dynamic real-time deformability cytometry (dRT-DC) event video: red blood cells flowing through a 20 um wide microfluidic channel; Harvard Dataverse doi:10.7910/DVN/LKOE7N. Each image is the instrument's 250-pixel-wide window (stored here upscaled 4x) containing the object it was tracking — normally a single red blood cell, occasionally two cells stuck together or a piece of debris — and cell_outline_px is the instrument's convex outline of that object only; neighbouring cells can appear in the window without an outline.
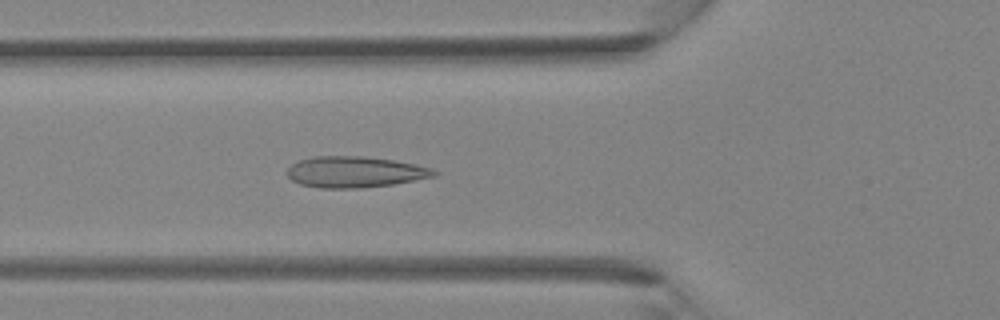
{"species": "Egyptian fruit bat (a non-hibernating species)", "species_latin": "Rousettus aegyptiacus", "temperature_condition": "room temperature", "stored_images_in_passage": 29, "camera_frame_rate_fps": 3000, "um_per_image_px": 0.085, "animal": {"sex": "female"}, "frame": {"image": 1, "passage_image": 4, "time_ms": 1.0, "image_size_px": [1000, 320], "cell_outline_px": [[440, 172], [436, 176], [392, 184], [360, 188], [320, 188], [300, 184], [292, 180], [284, 172], [292, 164], [300, 160], [312, 156], [364, 156], [392, 160], [432, 168]], "centroid_in_image_um": [30.14, 14.61], "position_along_channel_um": 95.7, "area_um2": 26.59}}
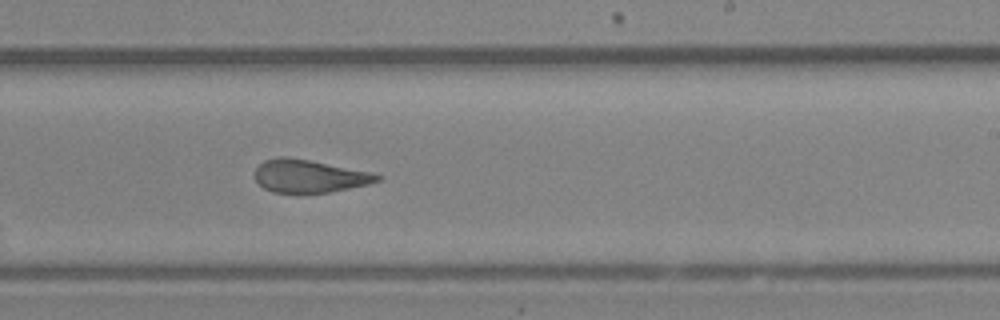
{"frame": {"image": 2, "passage_image": 14, "time_ms": 4.333, "image_size_px": [1000, 320], "cell_outline_px": [[384, 176], [380, 180], [368, 184], [328, 192], [272, 192], [264, 188], [256, 180], [256, 168], [264, 160], [276, 156], [288, 156], [372, 172]], "centroid_in_image_um": [26.29, 14.95], "position_along_channel_um": 262.7, "area_um2": 23.24}}
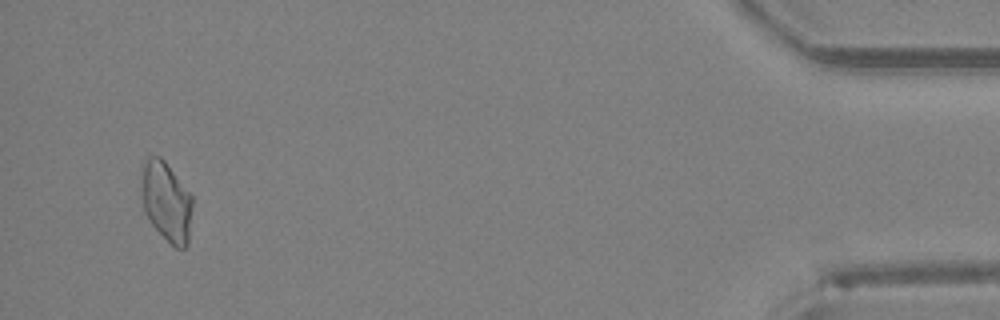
{"frame": {"image": 3, "passage_image": 28, "time_ms": 9.0, "image_size_px": [1000, 320], "cell_outline_px": [[192, 204], [188, 244], [184, 248], [176, 248], [148, 220], [144, 212], [140, 164], [148, 156], [160, 156], [164, 160], [192, 196]], "centroid_in_image_um": [14.12, 17.09], "position_along_channel_um": 421.1, "area_um2": 23.58}}